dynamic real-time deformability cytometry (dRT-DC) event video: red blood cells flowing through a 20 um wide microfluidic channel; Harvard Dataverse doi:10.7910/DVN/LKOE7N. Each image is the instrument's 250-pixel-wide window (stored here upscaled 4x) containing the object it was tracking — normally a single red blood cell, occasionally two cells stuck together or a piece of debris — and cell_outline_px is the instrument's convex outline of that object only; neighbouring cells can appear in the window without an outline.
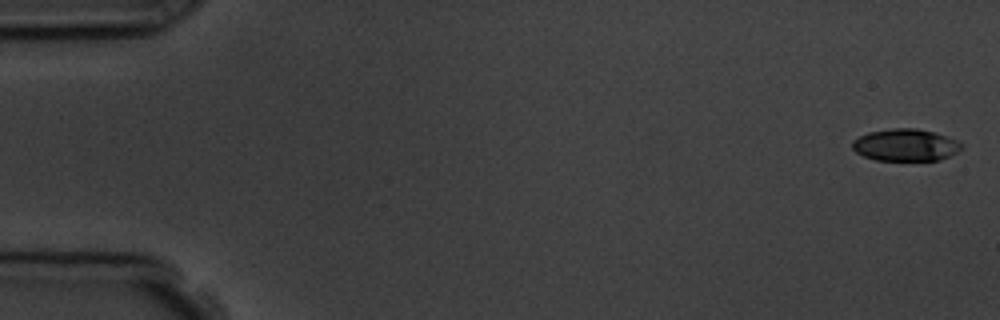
{"species": "common noctule bat (a hibernating species)", "species_latin": "Nyctalus noctula", "temperature_condition": "room temperature", "stored_images_in_passage": 8, "camera_frame_rate_fps": 3000, "um_per_image_px": 0.085, "animal": {"sex": "male", "body_mass_g": 19.5, "forearm_length_mm": 54.6}, "frame": {"image": 1, "passage_image": 1, "time_ms": 0.0, "image_size_px": [1000, 320], "cell_outline_px": [[964, 148], [940, 160], [876, 160], [864, 156], [856, 152], [852, 148], [852, 140], [868, 132], [892, 128], [916, 128], [932, 132], [956, 140], [964, 144]], "centroid_in_image_um": [76.96, 12.32], "position_along_channel_um": 8.0, "area_um2": 20.35}}
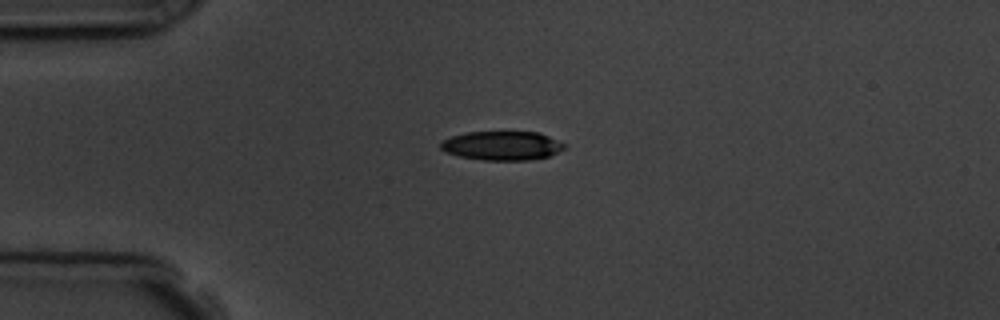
{"frame": {"image": 2, "passage_image": 4, "time_ms": 4.0, "image_size_px": [1000, 320], "cell_outline_px": [[568, 144], [564, 148], [548, 156], [528, 160], [484, 160], [460, 156], [444, 152], [440, 148], [440, 144], [444, 140], [452, 136], [468, 132], [540, 132]], "centroid_in_image_um": [42.69, 12.38], "position_along_channel_um": 42.3, "area_um2": 20.87}}